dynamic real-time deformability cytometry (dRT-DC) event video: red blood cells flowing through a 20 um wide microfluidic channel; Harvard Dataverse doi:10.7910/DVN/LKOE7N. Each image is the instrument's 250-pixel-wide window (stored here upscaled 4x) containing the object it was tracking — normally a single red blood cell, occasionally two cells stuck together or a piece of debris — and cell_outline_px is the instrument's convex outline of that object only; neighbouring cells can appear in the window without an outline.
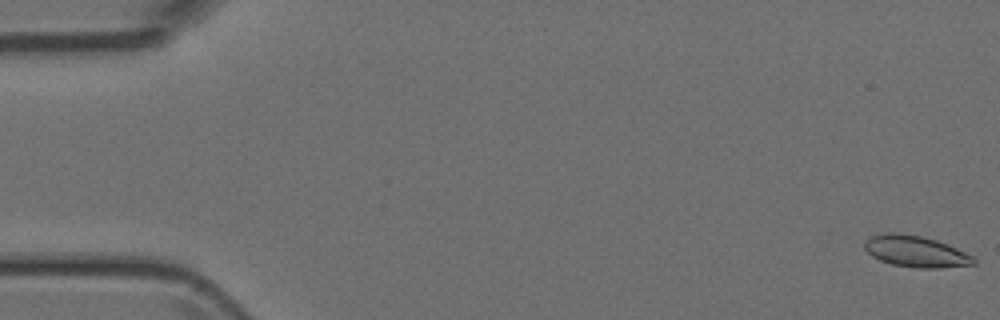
{"species": "Egyptian fruit bat (a non-hibernating species)", "species_latin": "Rousettus aegyptiacus", "temperature_condition": "room temperature", "stored_images_in_passage": 51, "camera_frame_rate_fps": 3000, "um_per_image_px": 0.085, "animal": {"sex": "female"}, "frame": {"image": 1, "passage_image": 1, "time_ms": 0.0, "image_size_px": [1000, 320], "cell_outline_px": [[976, 264], [940, 268], [916, 268], [892, 264], [880, 260], [872, 256], [864, 248], [864, 244], [872, 236], [888, 232], [896, 232], [920, 236], [936, 240], [956, 248], [972, 256], [976, 260]], "centroid_in_image_um": [77.84, 21.38], "position_along_channel_um": 7.2, "area_um2": 19.71}}
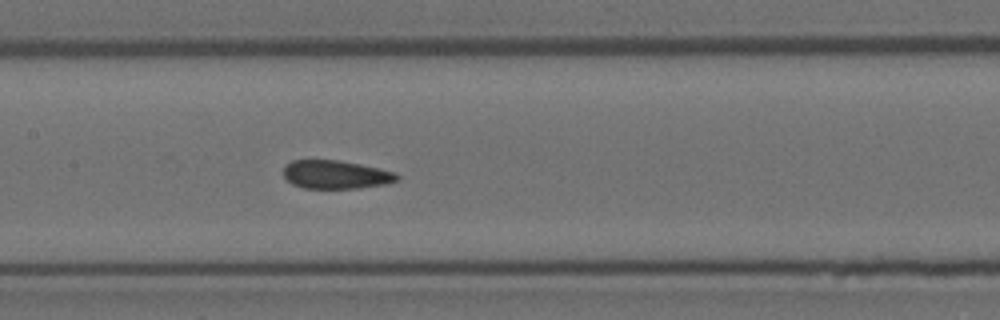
{"frame": {"image": 2, "passage_image": 25, "time_ms": 8.0, "image_size_px": [1000, 320], "cell_outline_px": [[400, 180], [388, 184], [360, 188], [304, 188], [292, 184], [284, 176], [284, 164], [292, 160], [336, 160], [360, 164], [380, 168], [396, 172], [400, 176]], "centroid_in_image_um": [28.59, 14.84], "position_along_channel_um": 178.8, "area_um2": 19.02}}
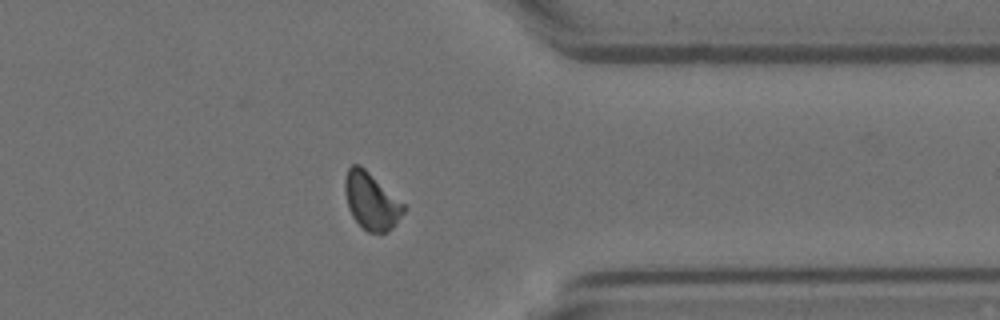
{"frame": {"image": 3, "passage_image": 41, "time_ms": 13.333, "image_size_px": [1000, 320], "cell_outline_px": [[408, 208], [392, 228], [384, 232], [368, 232], [352, 216], [348, 208], [344, 192], [344, 180], [348, 168], [352, 164], [360, 164], [404, 204]], "centroid_in_image_um": [31.55, 17.07], "position_along_channel_um": 379.9, "area_um2": 19.36}}